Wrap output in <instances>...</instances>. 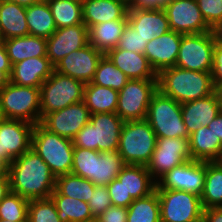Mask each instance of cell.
<instances>
[{
  "instance_id": "obj_61",
  "label": "cell",
  "mask_w": 222,
  "mask_h": 222,
  "mask_svg": "<svg viewBox=\"0 0 222 222\" xmlns=\"http://www.w3.org/2000/svg\"><path fill=\"white\" fill-rule=\"evenodd\" d=\"M85 222H100V220L97 217H94V218L87 220Z\"/></svg>"
},
{
  "instance_id": "obj_12",
  "label": "cell",
  "mask_w": 222,
  "mask_h": 222,
  "mask_svg": "<svg viewBox=\"0 0 222 222\" xmlns=\"http://www.w3.org/2000/svg\"><path fill=\"white\" fill-rule=\"evenodd\" d=\"M193 160L189 140L185 138H157L155 150L147 165L152 179L157 182L168 171Z\"/></svg>"
},
{
  "instance_id": "obj_59",
  "label": "cell",
  "mask_w": 222,
  "mask_h": 222,
  "mask_svg": "<svg viewBox=\"0 0 222 222\" xmlns=\"http://www.w3.org/2000/svg\"><path fill=\"white\" fill-rule=\"evenodd\" d=\"M217 93H218L219 98H220V103H221V111H222V88L218 89V90H217Z\"/></svg>"
},
{
  "instance_id": "obj_26",
  "label": "cell",
  "mask_w": 222,
  "mask_h": 222,
  "mask_svg": "<svg viewBox=\"0 0 222 222\" xmlns=\"http://www.w3.org/2000/svg\"><path fill=\"white\" fill-rule=\"evenodd\" d=\"M29 35L26 21V7L0 0V39Z\"/></svg>"
},
{
  "instance_id": "obj_35",
  "label": "cell",
  "mask_w": 222,
  "mask_h": 222,
  "mask_svg": "<svg viewBox=\"0 0 222 222\" xmlns=\"http://www.w3.org/2000/svg\"><path fill=\"white\" fill-rule=\"evenodd\" d=\"M47 2L57 29L84 24L82 18V1L47 0Z\"/></svg>"
},
{
  "instance_id": "obj_20",
  "label": "cell",
  "mask_w": 222,
  "mask_h": 222,
  "mask_svg": "<svg viewBox=\"0 0 222 222\" xmlns=\"http://www.w3.org/2000/svg\"><path fill=\"white\" fill-rule=\"evenodd\" d=\"M127 19L129 25L147 42L170 30L163 8H128Z\"/></svg>"
},
{
  "instance_id": "obj_47",
  "label": "cell",
  "mask_w": 222,
  "mask_h": 222,
  "mask_svg": "<svg viewBox=\"0 0 222 222\" xmlns=\"http://www.w3.org/2000/svg\"><path fill=\"white\" fill-rule=\"evenodd\" d=\"M128 208L110 206L99 217L100 222H127Z\"/></svg>"
},
{
  "instance_id": "obj_44",
  "label": "cell",
  "mask_w": 222,
  "mask_h": 222,
  "mask_svg": "<svg viewBox=\"0 0 222 222\" xmlns=\"http://www.w3.org/2000/svg\"><path fill=\"white\" fill-rule=\"evenodd\" d=\"M88 205L93 217H99L105 210L112 206L107 186H96Z\"/></svg>"
},
{
  "instance_id": "obj_54",
  "label": "cell",
  "mask_w": 222,
  "mask_h": 222,
  "mask_svg": "<svg viewBox=\"0 0 222 222\" xmlns=\"http://www.w3.org/2000/svg\"><path fill=\"white\" fill-rule=\"evenodd\" d=\"M10 161L0 156V177H9Z\"/></svg>"
},
{
  "instance_id": "obj_3",
  "label": "cell",
  "mask_w": 222,
  "mask_h": 222,
  "mask_svg": "<svg viewBox=\"0 0 222 222\" xmlns=\"http://www.w3.org/2000/svg\"><path fill=\"white\" fill-rule=\"evenodd\" d=\"M124 121L117 113H95L72 139L74 147L99 152L117 151Z\"/></svg>"
},
{
  "instance_id": "obj_27",
  "label": "cell",
  "mask_w": 222,
  "mask_h": 222,
  "mask_svg": "<svg viewBox=\"0 0 222 222\" xmlns=\"http://www.w3.org/2000/svg\"><path fill=\"white\" fill-rule=\"evenodd\" d=\"M117 178L123 182L127 195H131L133 199L151 194L156 187L147 166L126 164Z\"/></svg>"
},
{
  "instance_id": "obj_16",
  "label": "cell",
  "mask_w": 222,
  "mask_h": 222,
  "mask_svg": "<svg viewBox=\"0 0 222 222\" xmlns=\"http://www.w3.org/2000/svg\"><path fill=\"white\" fill-rule=\"evenodd\" d=\"M104 55L88 43L62 58L54 66V71L88 84L93 80L99 61Z\"/></svg>"
},
{
  "instance_id": "obj_10",
  "label": "cell",
  "mask_w": 222,
  "mask_h": 222,
  "mask_svg": "<svg viewBox=\"0 0 222 222\" xmlns=\"http://www.w3.org/2000/svg\"><path fill=\"white\" fill-rule=\"evenodd\" d=\"M215 39L212 31L182 35L175 66L200 72H211Z\"/></svg>"
},
{
  "instance_id": "obj_39",
  "label": "cell",
  "mask_w": 222,
  "mask_h": 222,
  "mask_svg": "<svg viewBox=\"0 0 222 222\" xmlns=\"http://www.w3.org/2000/svg\"><path fill=\"white\" fill-rule=\"evenodd\" d=\"M29 200L17 193L9 192L0 202V219L9 221H27Z\"/></svg>"
},
{
  "instance_id": "obj_37",
  "label": "cell",
  "mask_w": 222,
  "mask_h": 222,
  "mask_svg": "<svg viewBox=\"0 0 222 222\" xmlns=\"http://www.w3.org/2000/svg\"><path fill=\"white\" fill-rule=\"evenodd\" d=\"M96 185L88 179L72 173L56 177L55 189L61 194L74 199L89 202Z\"/></svg>"
},
{
  "instance_id": "obj_25",
  "label": "cell",
  "mask_w": 222,
  "mask_h": 222,
  "mask_svg": "<svg viewBox=\"0 0 222 222\" xmlns=\"http://www.w3.org/2000/svg\"><path fill=\"white\" fill-rule=\"evenodd\" d=\"M189 148L193 160L202 162L220 161L222 142L208 128L202 126L189 135Z\"/></svg>"
},
{
  "instance_id": "obj_1",
  "label": "cell",
  "mask_w": 222,
  "mask_h": 222,
  "mask_svg": "<svg viewBox=\"0 0 222 222\" xmlns=\"http://www.w3.org/2000/svg\"><path fill=\"white\" fill-rule=\"evenodd\" d=\"M9 180L11 192L27 200L50 198L56 187V176L31 148L11 161Z\"/></svg>"
},
{
  "instance_id": "obj_52",
  "label": "cell",
  "mask_w": 222,
  "mask_h": 222,
  "mask_svg": "<svg viewBox=\"0 0 222 222\" xmlns=\"http://www.w3.org/2000/svg\"><path fill=\"white\" fill-rule=\"evenodd\" d=\"M129 8H154V0H133V2L128 6Z\"/></svg>"
},
{
  "instance_id": "obj_7",
  "label": "cell",
  "mask_w": 222,
  "mask_h": 222,
  "mask_svg": "<svg viewBox=\"0 0 222 222\" xmlns=\"http://www.w3.org/2000/svg\"><path fill=\"white\" fill-rule=\"evenodd\" d=\"M0 99L6 119L23 120L33 125L41 122L40 88L9 81L0 90Z\"/></svg>"
},
{
  "instance_id": "obj_43",
  "label": "cell",
  "mask_w": 222,
  "mask_h": 222,
  "mask_svg": "<svg viewBox=\"0 0 222 222\" xmlns=\"http://www.w3.org/2000/svg\"><path fill=\"white\" fill-rule=\"evenodd\" d=\"M202 17L210 28L222 21V0H196Z\"/></svg>"
},
{
  "instance_id": "obj_31",
  "label": "cell",
  "mask_w": 222,
  "mask_h": 222,
  "mask_svg": "<svg viewBox=\"0 0 222 222\" xmlns=\"http://www.w3.org/2000/svg\"><path fill=\"white\" fill-rule=\"evenodd\" d=\"M26 21L32 36L48 39L57 30L47 0L26 7Z\"/></svg>"
},
{
  "instance_id": "obj_33",
  "label": "cell",
  "mask_w": 222,
  "mask_h": 222,
  "mask_svg": "<svg viewBox=\"0 0 222 222\" xmlns=\"http://www.w3.org/2000/svg\"><path fill=\"white\" fill-rule=\"evenodd\" d=\"M125 165L118 151L99 152L94 157L92 182L96 186H107Z\"/></svg>"
},
{
  "instance_id": "obj_36",
  "label": "cell",
  "mask_w": 222,
  "mask_h": 222,
  "mask_svg": "<svg viewBox=\"0 0 222 222\" xmlns=\"http://www.w3.org/2000/svg\"><path fill=\"white\" fill-rule=\"evenodd\" d=\"M127 222H161L156 189L145 197L134 199L128 207Z\"/></svg>"
},
{
  "instance_id": "obj_11",
  "label": "cell",
  "mask_w": 222,
  "mask_h": 222,
  "mask_svg": "<svg viewBox=\"0 0 222 222\" xmlns=\"http://www.w3.org/2000/svg\"><path fill=\"white\" fill-rule=\"evenodd\" d=\"M161 222H190L203 216L200 196L186 191L156 189Z\"/></svg>"
},
{
  "instance_id": "obj_28",
  "label": "cell",
  "mask_w": 222,
  "mask_h": 222,
  "mask_svg": "<svg viewBox=\"0 0 222 222\" xmlns=\"http://www.w3.org/2000/svg\"><path fill=\"white\" fill-rule=\"evenodd\" d=\"M11 64L28 58L46 56L47 40L27 35L3 40Z\"/></svg>"
},
{
  "instance_id": "obj_34",
  "label": "cell",
  "mask_w": 222,
  "mask_h": 222,
  "mask_svg": "<svg viewBox=\"0 0 222 222\" xmlns=\"http://www.w3.org/2000/svg\"><path fill=\"white\" fill-rule=\"evenodd\" d=\"M203 209L222 207V163L206 162L204 190L200 196Z\"/></svg>"
},
{
  "instance_id": "obj_22",
  "label": "cell",
  "mask_w": 222,
  "mask_h": 222,
  "mask_svg": "<svg viewBox=\"0 0 222 222\" xmlns=\"http://www.w3.org/2000/svg\"><path fill=\"white\" fill-rule=\"evenodd\" d=\"M53 71L54 66L47 56L28 58L12 65L10 82L40 88Z\"/></svg>"
},
{
  "instance_id": "obj_60",
  "label": "cell",
  "mask_w": 222,
  "mask_h": 222,
  "mask_svg": "<svg viewBox=\"0 0 222 222\" xmlns=\"http://www.w3.org/2000/svg\"><path fill=\"white\" fill-rule=\"evenodd\" d=\"M190 222H206V221H205L204 216H202V217H200V218H198V219H195V220H193V221H190Z\"/></svg>"
},
{
  "instance_id": "obj_45",
  "label": "cell",
  "mask_w": 222,
  "mask_h": 222,
  "mask_svg": "<svg viewBox=\"0 0 222 222\" xmlns=\"http://www.w3.org/2000/svg\"><path fill=\"white\" fill-rule=\"evenodd\" d=\"M107 189L113 206L128 208L134 201L131 195H127L123 182L118 178L112 180L107 185Z\"/></svg>"
},
{
  "instance_id": "obj_17",
  "label": "cell",
  "mask_w": 222,
  "mask_h": 222,
  "mask_svg": "<svg viewBox=\"0 0 222 222\" xmlns=\"http://www.w3.org/2000/svg\"><path fill=\"white\" fill-rule=\"evenodd\" d=\"M34 125L14 119L0 122V156L10 162L31 148V137Z\"/></svg>"
},
{
  "instance_id": "obj_57",
  "label": "cell",
  "mask_w": 222,
  "mask_h": 222,
  "mask_svg": "<svg viewBox=\"0 0 222 222\" xmlns=\"http://www.w3.org/2000/svg\"><path fill=\"white\" fill-rule=\"evenodd\" d=\"M171 0H154V8H163Z\"/></svg>"
},
{
  "instance_id": "obj_63",
  "label": "cell",
  "mask_w": 222,
  "mask_h": 222,
  "mask_svg": "<svg viewBox=\"0 0 222 222\" xmlns=\"http://www.w3.org/2000/svg\"><path fill=\"white\" fill-rule=\"evenodd\" d=\"M0 222H14V221L0 219ZM16 222H28V221H16Z\"/></svg>"
},
{
  "instance_id": "obj_15",
  "label": "cell",
  "mask_w": 222,
  "mask_h": 222,
  "mask_svg": "<svg viewBox=\"0 0 222 222\" xmlns=\"http://www.w3.org/2000/svg\"><path fill=\"white\" fill-rule=\"evenodd\" d=\"M91 113L84 101L71 104L64 109L48 113L40 124L51 133L73 139L90 121Z\"/></svg>"
},
{
  "instance_id": "obj_53",
  "label": "cell",
  "mask_w": 222,
  "mask_h": 222,
  "mask_svg": "<svg viewBox=\"0 0 222 222\" xmlns=\"http://www.w3.org/2000/svg\"><path fill=\"white\" fill-rule=\"evenodd\" d=\"M215 43L222 46V21H219L213 28H211Z\"/></svg>"
},
{
  "instance_id": "obj_9",
  "label": "cell",
  "mask_w": 222,
  "mask_h": 222,
  "mask_svg": "<svg viewBox=\"0 0 222 222\" xmlns=\"http://www.w3.org/2000/svg\"><path fill=\"white\" fill-rule=\"evenodd\" d=\"M157 90V79H130L118 91L116 113L123 121L146 119L151 97Z\"/></svg>"
},
{
  "instance_id": "obj_42",
  "label": "cell",
  "mask_w": 222,
  "mask_h": 222,
  "mask_svg": "<svg viewBox=\"0 0 222 222\" xmlns=\"http://www.w3.org/2000/svg\"><path fill=\"white\" fill-rule=\"evenodd\" d=\"M148 44L145 39L137 33L129 23L126 25L117 48L126 51H132L136 53L144 54L146 45Z\"/></svg>"
},
{
  "instance_id": "obj_46",
  "label": "cell",
  "mask_w": 222,
  "mask_h": 222,
  "mask_svg": "<svg viewBox=\"0 0 222 222\" xmlns=\"http://www.w3.org/2000/svg\"><path fill=\"white\" fill-rule=\"evenodd\" d=\"M211 76L215 91L222 88V46L216 43L214 46Z\"/></svg>"
},
{
  "instance_id": "obj_29",
  "label": "cell",
  "mask_w": 222,
  "mask_h": 222,
  "mask_svg": "<svg viewBox=\"0 0 222 222\" xmlns=\"http://www.w3.org/2000/svg\"><path fill=\"white\" fill-rule=\"evenodd\" d=\"M128 20H113L95 24L88 29L89 44L106 54L117 47Z\"/></svg>"
},
{
  "instance_id": "obj_56",
  "label": "cell",
  "mask_w": 222,
  "mask_h": 222,
  "mask_svg": "<svg viewBox=\"0 0 222 222\" xmlns=\"http://www.w3.org/2000/svg\"><path fill=\"white\" fill-rule=\"evenodd\" d=\"M10 81V77L3 71H0V90Z\"/></svg>"
},
{
  "instance_id": "obj_30",
  "label": "cell",
  "mask_w": 222,
  "mask_h": 222,
  "mask_svg": "<svg viewBox=\"0 0 222 222\" xmlns=\"http://www.w3.org/2000/svg\"><path fill=\"white\" fill-rule=\"evenodd\" d=\"M83 101L91 115L95 113H116L118 91L90 82L85 84Z\"/></svg>"
},
{
  "instance_id": "obj_48",
  "label": "cell",
  "mask_w": 222,
  "mask_h": 222,
  "mask_svg": "<svg viewBox=\"0 0 222 222\" xmlns=\"http://www.w3.org/2000/svg\"><path fill=\"white\" fill-rule=\"evenodd\" d=\"M0 71L5 72L9 77L12 72V64L9 60L3 40L0 39Z\"/></svg>"
},
{
  "instance_id": "obj_62",
  "label": "cell",
  "mask_w": 222,
  "mask_h": 222,
  "mask_svg": "<svg viewBox=\"0 0 222 222\" xmlns=\"http://www.w3.org/2000/svg\"><path fill=\"white\" fill-rule=\"evenodd\" d=\"M120 1L124 2L127 6H129L133 2V0H120Z\"/></svg>"
},
{
  "instance_id": "obj_13",
  "label": "cell",
  "mask_w": 222,
  "mask_h": 222,
  "mask_svg": "<svg viewBox=\"0 0 222 222\" xmlns=\"http://www.w3.org/2000/svg\"><path fill=\"white\" fill-rule=\"evenodd\" d=\"M206 162L190 160L168 171L155 189L180 190L201 196L204 190Z\"/></svg>"
},
{
  "instance_id": "obj_50",
  "label": "cell",
  "mask_w": 222,
  "mask_h": 222,
  "mask_svg": "<svg viewBox=\"0 0 222 222\" xmlns=\"http://www.w3.org/2000/svg\"><path fill=\"white\" fill-rule=\"evenodd\" d=\"M208 128L212 130L216 138H219L222 142V111L208 124Z\"/></svg>"
},
{
  "instance_id": "obj_24",
  "label": "cell",
  "mask_w": 222,
  "mask_h": 222,
  "mask_svg": "<svg viewBox=\"0 0 222 222\" xmlns=\"http://www.w3.org/2000/svg\"><path fill=\"white\" fill-rule=\"evenodd\" d=\"M129 79H157L144 54L114 48L105 54Z\"/></svg>"
},
{
  "instance_id": "obj_5",
  "label": "cell",
  "mask_w": 222,
  "mask_h": 222,
  "mask_svg": "<svg viewBox=\"0 0 222 222\" xmlns=\"http://www.w3.org/2000/svg\"><path fill=\"white\" fill-rule=\"evenodd\" d=\"M31 149L48 164L56 177L71 173L74 150L71 139L51 133L38 123L33 127Z\"/></svg>"
},
{
  "instance_id": "obj_8",
  "label": "cell",
  "mask_w": 222,
  "mask_h": 222,
  "mask_svg": "<svg viewBox=\"0 0 222 222\" xmlns=\"http://www.w3.org/2000/svg\"><path fill=\"white\" fill-rule=\"evenodd\" d=\"M85 84L53 71L40 86L41 119L48 113L83 101Z\"/></svg>"
},
{
  "instance_id": "obj_32",
  "label": "cell",
  "mask_w": 222,
  "mask_h": 222,
  "mask_svg": "<svg viewBox=\"0 0 222 222\" xmlns=\"http://www.w3.org/2000/svg\"><path fill=\"white\" fill-rule=\"evenodd\" d=\"M61 222H85L93 217L88 203L61 195L56 189L50 195Z\"/></svg>"
},
{
  "instance_id": "obj_18",
  "label": "cell",
  "mask_w": 222,
  "mask_h": 222,
  "mask_svg": "<svg viewBox=\"0 0 222 222\" xmlns=\"http://www.w3.org/2000/svg\"><path fill=\"white\" fill-rule=\"evenodd\" d=\"M46 40V56L55 66L62 58L89 43L88 28L84 24L58 28Z\"/></svg>"
},
{
  "instance_id": "obj_4",
  "label": "cell",
  "mask_w": 222,
  "mask_h": 222,
  "mask_svg": "<svg viewBox=\"0 0 222 222\" xmlns=\"http://www.w3.org/2000/svg\"><path fill=\"white\" fill-rule=\"evenodd\" d=\"M156 143L157 136L146 119L124 121L117 151L125 164L147 166Z\"/></svg>"
},
{
  "instance_id": "obj_58",
  "label": "cell",
  "mask_w": 222,
  "mask_h": 222,
  "mask_svg": "<svg viewBox=\"0 0 222 222\" xmlns=\"http://www.w3.org/2000/svg\"><path fill=\"white\" fill-rule=\"evenodd\" d=\"M5 119L6 118H5L3 110H2L1 99H0V122L4 121Z\"/></svg>"
},
{
  "instance_id": "obj_23",
  "label": "cell",
  "mask_w": 222,
  "mask_h": 222,
  "mask_svg": "<svg viewBox=\"0 0 222 222\" xmlns=\"http://www.w3.org/2000/svg\"><path fill=\"white\" fill-rule=\"evenodd\" d=\"M128 6L120 0H82V18L89 29L95 24L128 20Z\"/></svg>"
},
{
  "instance_id": "obj_38",
  "label": "cell",
  "mask_w": 222,
  "mask_h": 222,
  "mask_svg": "<svg viewBox=\"0 0 222 222\" xmlns=\"http://www.w3.org/2000/svg\"><path fill=\"white\" fill-rule=\"evenodd\" d=\"M130 79L117 68L112 61L104 55L99 61L93 80V84L121 90Z\"/></svg>"
},
{
  "instance_id": "obj_21",
  "label": "cell",
  "mask_w": 222,
  "mask_h": 222,
  "mask_svg": "<svg viewBox=\"0 0 222 222\" xmlns=\"http://www.w3.org/2000/svg\"><path fill=\"white\" fill-rule=\"evenodd\" d=\"M220 111L221 103L217 91L205 98L182 103L181 113L188 135L202 126H208Z\"/></svg>"
},
{
  "instance_id": "obj_6",
  "label": "cell",
  "mask_w": 222,
  "mask_h": 222,
  "mask_svg": "<svg viewBox=\"0 0 222 222\" xmlns=\"http://www.w3.org/2000/svg\"><path fill=\"white\" fill-rule=\"evenodd\" d=\"M146 120L157 138L189 139L183 122L181 104L157 90L151 97Z\"/></svg>"
},
{
  "instance_id": "obj_55",
  "label": "cell",
  "mask_w": 222,
  "mask_h": 222,
  "mask_svg": "<svg viewBox=\"0 0 222 222\" xmlns=\"http://www.w3.org/2000/svg\"><path fill=\"white\" fill-rule=\"evenodd\" d=\"M6 1L19 4L20 6H23V7H29V6H31L33 4L40 3L43 0H6Z\"/></svg>"
},
{
  "instance_id": "obj_19",
  "label": "cell",
  "mask_w": 222,
  "mask_h": 222,
  "mask_svg": "<svg viewBox=\"0 0 222 222\" xmlns=\"http://www.w3.org/2000/svg\"><path fill=\"white\" fill-rule=\"evenodd\" d=\"M182 35L169 30L146 45L144 55L157 74L165 68L175 66Z\"/></svg>"
},
{
  "instance_id": "obj_2",
  "label": "cell",
  "mask_w": 222,
  "mask_h": 222,
  "mask_svg": "<svg viewBox=\"0 0 222 222\" xmlns=\"http://www.w3.org/2000/svg\"><path fill=\"white\" fill-rule=\"evenodd\" d=\"M157 89L180 104L205 98L215 92L211 72L177 66L165 68L157 74Z\"/></svg>"
},
{
  "instance_id": "obj_49",
  "label": "cell",
  "mask_w": 222,
  "mask_h": 222,
  "mask_svg": "<svg viewBox=\"0 0 222 222\" xmlns=\"http://www.w3.org/2000/svg\"><path fill=\"white\" fill-rule=\"evenodd\" d=\"M206 222H222V207L206 208L203 210Z\"/></svg>"
},
{
  "instance_id": "obj_40",
  "label": "cell",
  "mask_w": 222,
  "mask_h": 222,
  "mask_svg": "<svg viewBox=\"0 0 222 222\" xmlns=\"http://www.w3.org/2000/svg\"><path fill=\"white\" fill-rule=\"evenodd\" d=\"M28 222H61L51 198L29 200Z\"/></svg>"
},
{
  "instance_id": "obj_41",
  "label": "cell",
  "mask_w": 222,
  "mask_h": 222,
  "mask_svg": "<svg viewBox=\"0 0 222 222\" xmlns=\"http://www.w3.org/2000/svg\"><path fill=\"white\" fill-rule=\"evenodd\" d=\"M99 151L74 147L71 173L92 182L94 157Z\"/></svg>"
},
{
  "instance_id": "obj_51",
  "label": "cell",
  "mask_w": 222,
  "mask_h": 222,
  "mask_svg": "<svg viewBox=\"0 0 222 222\" xmlns=\"http://www.w3.org/2000/svg\"><path fill=\"white\" fill-rule=\"evenodd\" d=\"M11 191L9 177H0V202Z\"/></svg>"
},
{
  "instance_id": "obj_14",
  "label": "cell",
  "mask_w": 222,
  "mask_h": 222,
  "mask_svg": "<svg viewBox=\"0 0 222 222\" xmlns=\"http://www.w3.org/2000/svg\"><path fill=\"white\" fill-rule=\"evenodd\" d=\"M170 30L187 34H201L211 31L202 17L196 0H171L163 7Z\"/></svg>"
}]
</instances>
